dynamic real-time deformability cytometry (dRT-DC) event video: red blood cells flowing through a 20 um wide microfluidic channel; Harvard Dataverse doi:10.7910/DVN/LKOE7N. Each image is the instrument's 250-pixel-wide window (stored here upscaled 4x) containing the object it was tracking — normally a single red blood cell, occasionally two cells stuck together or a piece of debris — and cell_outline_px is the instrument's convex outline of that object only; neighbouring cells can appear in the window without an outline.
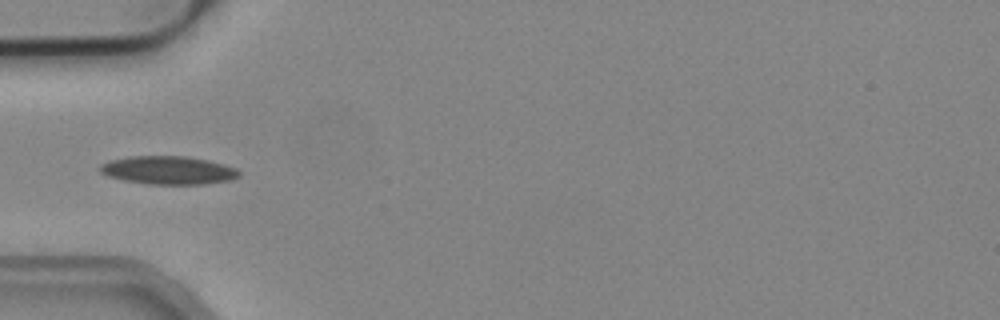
{"species": "common noctule bat (a hibernating species)", "species_latin": "Nyctalus noctula", "temperature_condition": "cold", "stored_images_in_passage": 1, "camera_frame_rate_fps": 3000, "um_per_image_px": 0.085, "animal": {"sex": "male", "body_mass_g": 19.2, "forearm_length_mm": 51.8}, "frame": {"image": 1, "passage_image": 1, "time_ms": 0.0, "image_size_px": [1000, 320], "cell_outline_px": [[240, 176], [232, 180], [204, 184], [148, 184], [124, 180], [108, 176], [100, 172], [100, 164], [108, 160], [128, 156], [184, 156], [208, 160], [224, 164], [236, 168], [240, 172]], "centroid_in_image_um": [14.31, 14.46], "position_along_channel_um": 70.7, "area_um2": 23.0}}